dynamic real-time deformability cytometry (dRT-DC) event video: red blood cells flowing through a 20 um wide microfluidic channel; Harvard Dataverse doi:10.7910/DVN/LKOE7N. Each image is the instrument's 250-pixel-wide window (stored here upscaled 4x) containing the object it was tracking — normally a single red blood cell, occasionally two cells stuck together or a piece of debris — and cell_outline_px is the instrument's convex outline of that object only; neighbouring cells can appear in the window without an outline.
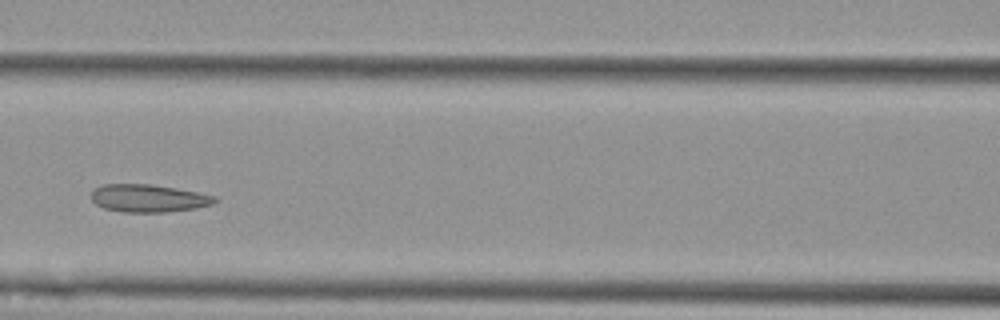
{"species": "Egyptian fruit bat (a non-hibernating species)", "species_latin": "Rousettus aegyptiacus", "temperature_condition": "cold", "stored_images_in_passage": 5, "camera_frame_rate_fps": 3000, "um_per_image_px": 0.085, "animal": {"sex": "female"}, "frame": {"image": 1, "passage_image": 5, "time_ms": 4.667, "image_size_px": [1000, 320], "cell_outline_px": [[216, 200], [212, 204], [196, 208], [168, 212], [124, 212], [104, 208], [96, 204], [92, 200], [92, 192], [96, 188], [104, 184], [152, 184], [176, 188], [216, 196]], "centroid_in_image_um": [12.62, 16.85], "position_along_channel_um": 154.0, "area_um2": 19.83}}